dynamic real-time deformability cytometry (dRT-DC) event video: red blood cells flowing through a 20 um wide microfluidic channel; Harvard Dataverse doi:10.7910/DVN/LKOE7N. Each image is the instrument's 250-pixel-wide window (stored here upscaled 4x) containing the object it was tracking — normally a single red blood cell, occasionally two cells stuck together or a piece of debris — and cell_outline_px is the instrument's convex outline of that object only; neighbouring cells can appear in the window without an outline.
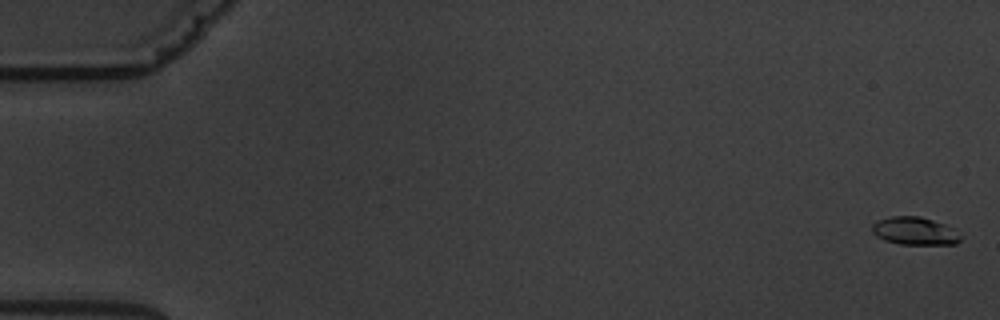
{"species": "common noctule bat (a hibernating species)", "species_latin": "Nyctalus noctula", "temperature_condition": "warm", "stored_images_in_passage": 14, "segment_of_instrument_passage": [1, 2], "camera_frame_rate_fps": 3000, "um_per_image_px": 0.085, "animal": {"sex": "male", "body_mass_g": 19.5, "forearm_length_mm": 54.6}, "frame": {"image": 1, "passage_image": 1, "time_ms": 0.0, "image_size_px": [1000, 320], "cell_outline_px": [[960, 240], [956, 244], [900, 244], [884, 240], [876, 236], [872, 232], [872, 224], [880, 220], [892, 216], [920, 216], [944, 224], [960, 236]], "centroid_in_image_um": [77.7, 19.64], "position_along_channel_um": 7.3, "area_um2": 14.05}}
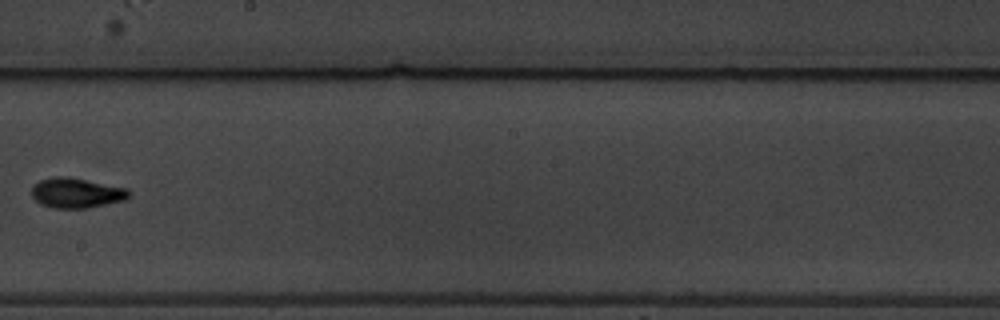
{"frame": {"image": 2, "passage_image": 8, "time_ms": 11.0, "image_size_px": [1000, 320], "cell_outline_px": [[132, 192], [124, 200], [88, 208], [52, 208], [40, 204], [32, 196], [32, 188], [40, 180], [56, 176], [68, 176], [128, 188]], "centroid_in_image_um": [6.51, 16.39], "position_along_channel_um": 241.7, "area_um2": 17.05}}
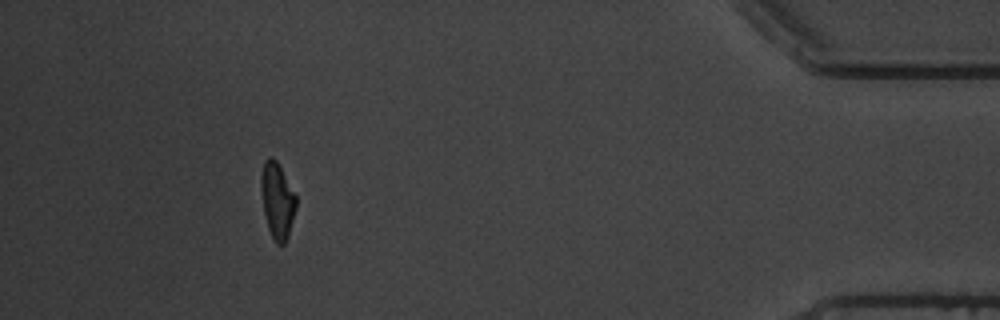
{"frame": {"image": 3, "passage_image": 13, "time_ms": 17.333, "image_size_px": [1000, 320], "cell_outline_px": [[296, 208], [288, 236], [284, 244], [276, 244], [268, 228], [264, 212], [260, 188], [260, 180], [264, 160], [268, 156], [272, 156], [276, 160], [296, 196]], "centroid_in_image_um": [23.55, 17.03], "position_along_channel_um": 411.6, "area_um2": 15.37}}